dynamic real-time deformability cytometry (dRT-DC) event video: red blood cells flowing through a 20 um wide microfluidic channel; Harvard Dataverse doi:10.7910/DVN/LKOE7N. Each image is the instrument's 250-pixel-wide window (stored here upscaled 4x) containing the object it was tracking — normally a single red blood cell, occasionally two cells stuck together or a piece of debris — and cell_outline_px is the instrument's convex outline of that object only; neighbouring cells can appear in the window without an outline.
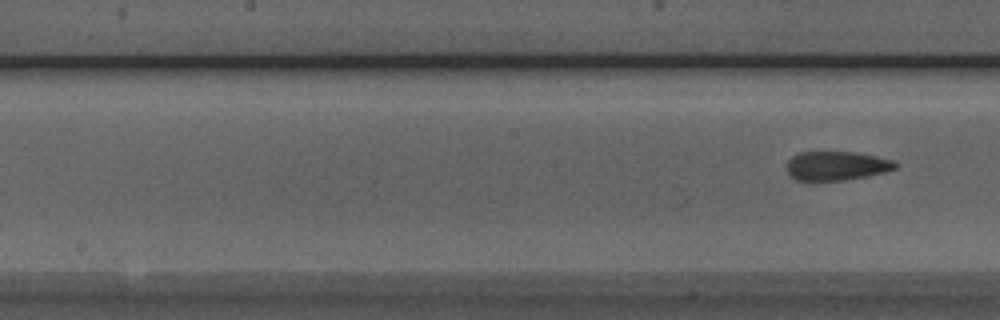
{"species": "Egyptian fruit bat (a non-hibernating species)", "species_latin": "Rousettus aegyptiacus", "temperature_condition": "room temperature", "stored_images_in_passage": 6, "camera_frame_rate_fps": 3000, "um_per_image_px": 0.085, "animal": {"sex": "male"}, "frame": {"image": 1, "passage_image": 6, "time_ms": 6.0, "image_size_px": [1000, 320], "cell_outline_px": [[900, 164], [896, 168], [884, 172], [868, 176], [844, 180], [796, 180], [788, 172], [788, 160], [792, 156], [800, 152], [856, 152], [876, 156], [892, 160]], "centroid_in_image_um": [71.14, 14.08], "position_along_channel_um": 177.1, "area_um2": 18.26}}